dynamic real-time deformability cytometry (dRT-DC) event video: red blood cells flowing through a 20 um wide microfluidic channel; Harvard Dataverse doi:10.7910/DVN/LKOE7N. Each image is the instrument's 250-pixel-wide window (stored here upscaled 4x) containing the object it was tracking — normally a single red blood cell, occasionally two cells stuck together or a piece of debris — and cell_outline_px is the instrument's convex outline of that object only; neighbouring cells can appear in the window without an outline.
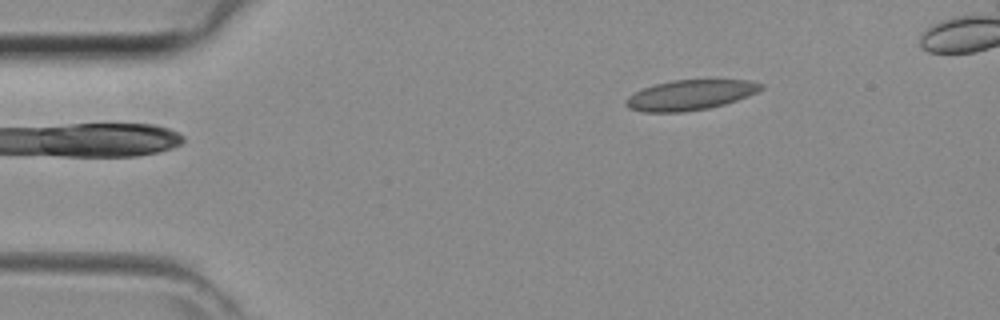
{"species": "common noctule bat (a hibernating species)", "species_latin": "Nyctalus noctula", "temperature_condition": "room temperature", "stored_images_in_passage": 35, "camera_frame_rate_fps": 3000, "um_per_image_px": 0.085, "animal": {"sex": "female", "body_mass_g": 29.2, "forearm_length_mm": 56.3}, "frame": {"image": 1, "passage_image": 1, "time_ms": 0.0, "image_size_px": [1000, 320], "cell_outline_px": [[764, 88], [748, 96], [724, 104], [708, 108], [684, 112], [644, 112], [628, 108], [624, 104], [624, 100], [628, 96], [644, 88], [656, 84], [672, 80], [752, 80], [764, 84]], "centroid_in_image_um": [58.67, 8.07], "position_along_channel_um": 26.3, "area_um2": 23.7}}
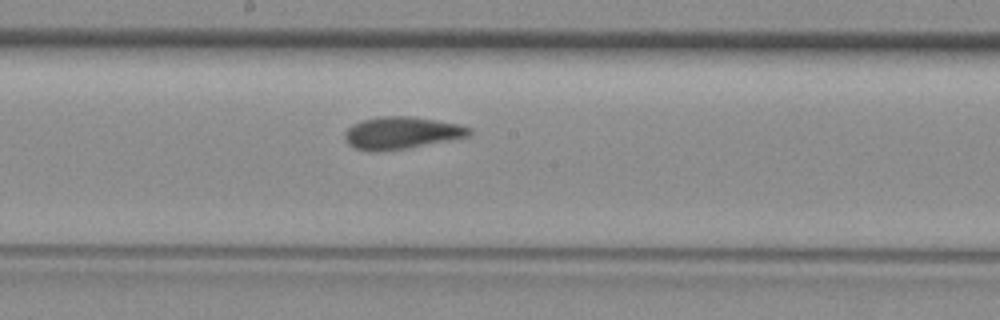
{"frame": {"image": 2, "passage_image": 17, "time_ms": 5.333, "image_size_px": [1000, 320], "cell_outline_px": [[472, 132], [468, 136], [408, 148], [380, 152], [368, 152], [356, 148], [348, 144], [344, 136], [344, 132], [352, 124], [364, 120], [380, 116], [412, 116], [460, 124], [472, 128]], "centroid_in_image_um": [34.11, 11.3], "position_along_channel_um": 214.1, "area_um2": 23.47}}
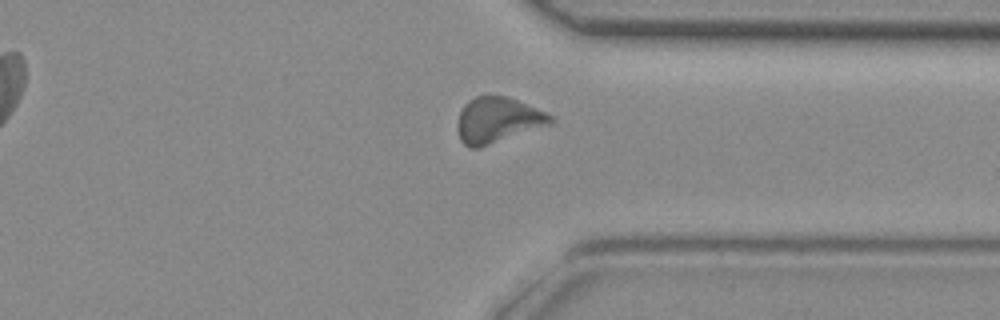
{"frame": {"image": 3, "passage_image": 27, "time_ms": 8.667, "image_size_px": [1000, 320], "cell_outline_px": [[556, 120], [552, 124], [480, 148], [468, 148], [460, 140], [456, 128], [456, 124], [460, 112], [464, 104], [468, 100], [476, 96], [508, 96], [536, 108], [552, 116]], "centroid_in_image_um": [42.28, 10.22], "position_along_channel_um": 369.1, "area_um2": 24.97}}